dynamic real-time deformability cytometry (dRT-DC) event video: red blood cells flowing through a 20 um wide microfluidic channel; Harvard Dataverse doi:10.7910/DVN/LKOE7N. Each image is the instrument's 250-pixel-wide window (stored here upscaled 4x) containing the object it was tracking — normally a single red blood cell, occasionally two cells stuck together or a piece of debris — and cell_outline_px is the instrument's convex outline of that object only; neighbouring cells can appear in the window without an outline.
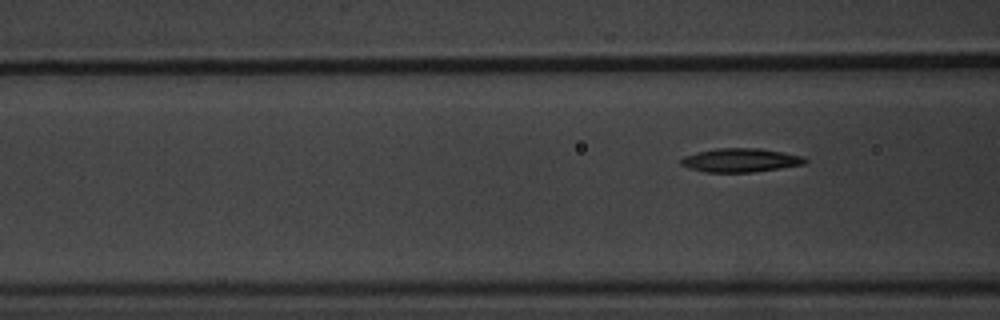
{"species": "common noctule bat (a hibernating species)", "species_latin": "Nyctalus noctula", "temperature_condition": "warm", "stored_images_in_passage": 7, "camera_frame_rate_fps": 3000, "um_per_image_px": 0.085, "animal": {"sex": "male", "body_mass_g": 20.1, "forearm_length_mm": 53.5}, "frame": {"image": 1, "passage_image": 7, "time_ms": 7.333, "image_size_px": [1000, 320], "cell_outline_px": [[808, 160], [804, 164], [780, 168], [752, 172], [704, 172], [688, 168], [680, 164], [680, 160], [684, 156], [696, 152], [716, 148], [760, 148], [804, 156]], "centroid_in_image_um": [62.92, 13.61], "position_along_channel_um": 103.7, "area_um2": 17.22}}